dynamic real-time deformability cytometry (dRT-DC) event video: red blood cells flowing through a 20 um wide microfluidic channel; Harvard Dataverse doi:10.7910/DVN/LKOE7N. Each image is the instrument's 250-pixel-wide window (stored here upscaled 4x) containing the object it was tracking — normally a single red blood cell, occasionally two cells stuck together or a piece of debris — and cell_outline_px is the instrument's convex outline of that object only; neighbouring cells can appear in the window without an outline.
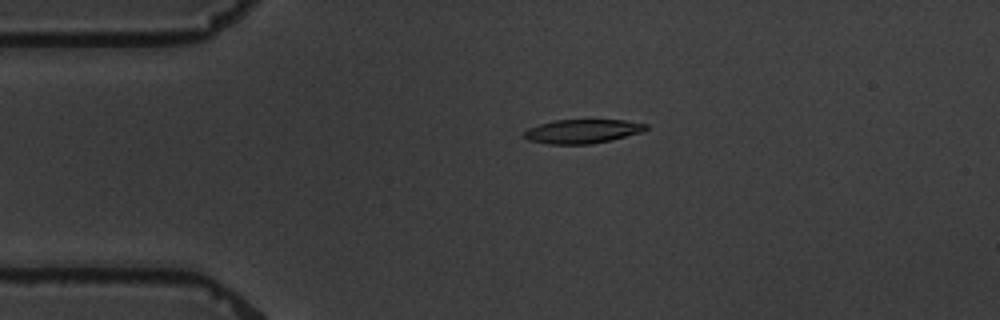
{"species": "common noctule bat (a hibernating species)", "species_latin": "Nyctalus noctula", "temperature_condition": "warm", "stored_images_in_passage": 2, "camera_frame_rate_fps": 3000, "um_per_image_px": 0.085, "animal": {"sex": "male", "body_mass_g": 19.5, "forearm_length_mm": 54.6}, "frame": {"image": 1, "passage_image": 2, "time_ms": 2.333, "image_size_px": [1000, 320], "cell_outline_px": [[648, 128], [644, 132], [612, 140], [592, 144], [548, 144], [528, 140], [524, 136], [524, 132], [528, 128], [540, 124], [556, 120], [624, 120], [648, 124]], "centroid_in_image_um": [49.55, 11.16], "position_along_channel_um": 35.4, "area_um2": 17.11}}